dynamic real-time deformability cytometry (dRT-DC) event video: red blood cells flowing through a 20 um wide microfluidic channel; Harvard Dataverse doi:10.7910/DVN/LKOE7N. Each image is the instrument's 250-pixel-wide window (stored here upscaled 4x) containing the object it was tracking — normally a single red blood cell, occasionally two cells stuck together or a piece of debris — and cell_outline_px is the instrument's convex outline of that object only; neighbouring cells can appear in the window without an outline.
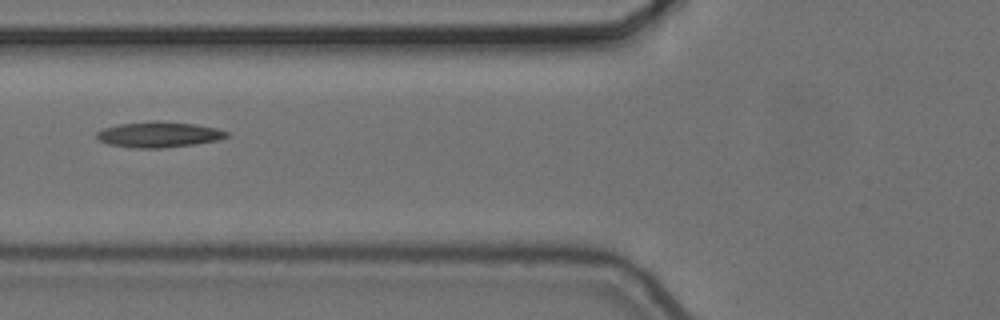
{"species": "common noctule bat (a hibernating species)", "species_latin": "Nyctalus noctula", "temperature_condition": "cold", "stored_images_in_passage": 10, "camera_frame_rate_fps": 3000, "um_per_image_px": 0.085, "animal": {"sex": "female", "body_mass_g": 24.6, "forearm_length_mm": 56.2}, "frame": {"image": 1, "passage_image": 6, "time_ms": 1.667, "image_size_px": [1000, 320], "cell_outline_px": [[228, 136], [216, 140], [196, 144], [160, 148], [132, 148], [108, 144], [100, 140], [96, 136], [96, 132], [104, 128], [120, 124], [152, 120], [156, 120], [196, 124], [216, 128], [228, 132]], "centroid_in_image_um": [13.48, 11.43], "position_along_channel_um": 112.3, "area_um2": 19.42}}
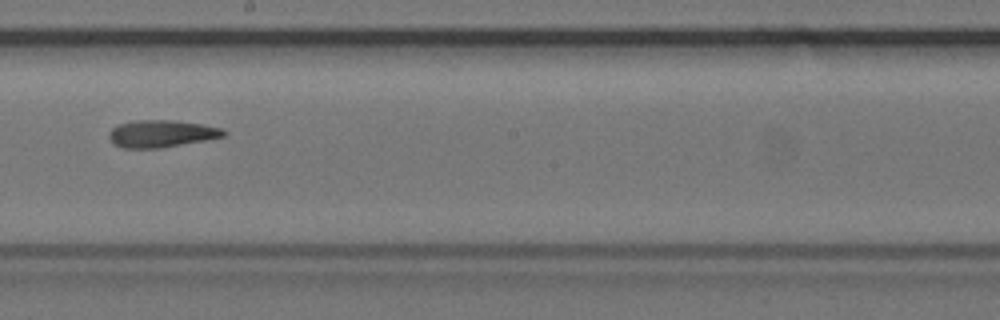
{"frame": {"image": 2, "passage_image": 9, "time_ms": 2.667, "image_size_px": [1000, 320], "cell_outline_px": [[228, 132], [224, 136], [204, 140], [160, 148], [124, 148], [112, 144], [108, 140], [108, 132], [116, 124], [136, 120], [176, 120], [200, 124], [220, 128]], "centroid_in_image_um": [13.64, 11.36], "position_along_channel_um": 234.6, "area_um2": 18.26}}
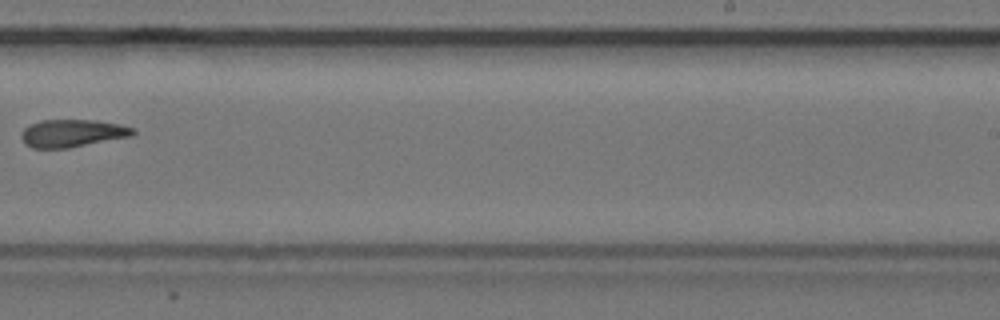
{"frame": {"image": 3, "passage_image": 10, "time_ms": 3.0, "image_size_px": [1000, 320], "cell_outline_px": [[136, 132], [132, 136], [68, 148], [32, 148], [24, 144], [20, 136], [24, 128], [28, 124], [40, 120], [96, 120], [120, 124], [136, 128]], "centroid_in_image_um": [6.14, 11.32], "position_along_channel_um": 282.9, "area_um2": 18.21}}